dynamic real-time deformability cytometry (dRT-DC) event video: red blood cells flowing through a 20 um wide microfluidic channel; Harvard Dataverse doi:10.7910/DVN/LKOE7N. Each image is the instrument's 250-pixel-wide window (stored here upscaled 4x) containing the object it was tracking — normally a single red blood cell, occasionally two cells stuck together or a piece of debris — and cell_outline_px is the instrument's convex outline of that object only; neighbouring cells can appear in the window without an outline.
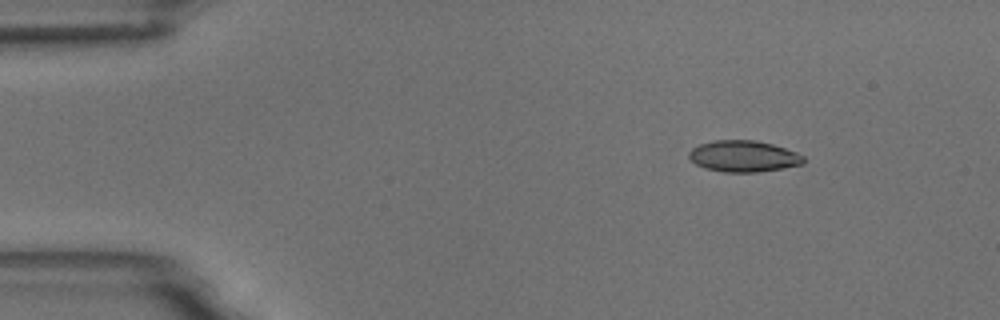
{"species": "common noctule bat (a hibernating species)", "species_latin": "Nyctalus noctula", "temperature_condition": "room temperature", "stored_images_in_passage": 4, "camera_frame_rate_fps": 3000, "um_per_image_px": 0.085, "animal": {"sex": "male", "body_mass_g": 18.8}, "frame": {"image": 1, "passage_image": 2, "time_ms": 1.333, "image_size_px": [1000, 320], "cell_outline_px": [[804, 164], [784, 168], [760, 172], [724, 172], [704, 168], [696, 164], [688, 156], [688, 152], [692, 148], [700, 144], [712, 140], [756, 140], [772, 144], [796, 152], [804, 156]], "centroid_in_image_um": [63.2, 13.28], "position_along_channel_um": 21.8, "area_um2": 21.04}}